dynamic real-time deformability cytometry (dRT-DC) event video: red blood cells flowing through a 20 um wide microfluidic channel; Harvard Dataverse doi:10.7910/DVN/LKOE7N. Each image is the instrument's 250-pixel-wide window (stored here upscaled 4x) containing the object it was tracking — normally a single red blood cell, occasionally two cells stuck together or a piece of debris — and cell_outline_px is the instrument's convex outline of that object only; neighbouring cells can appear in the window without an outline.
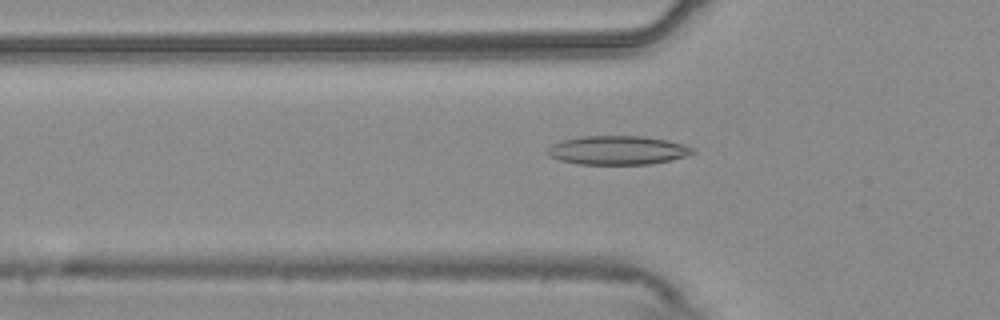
{"species": "common noctule bat (a hibernating species)", "species_latin": "Nyctalus noctula", "temperature_condition": "warm", "stored_images_in_passage": 54, "camera_frame_rate_fps": 3000, "um_per_image_px": 0.085, "animal": {"sex": "male", "body_mass_g": 20.4}, "frame": {"image": 1, "passage_image": 18, "time_ms": 5.667, "image_size_px": [1000, 320], "cell_outline_px": [[696, 152], [684, 156], [652, 164], [580, 164], [560, 160], [548, 156], [544, 152], [552, 144], [564, 140], [584, 136], [640, 136], [668, 140], [684, 144], [696, 148]], "centroid_in_image_um": [52.5, 12.77], "position_along_channel_um": 73.3, "area_um2": 24.39}}
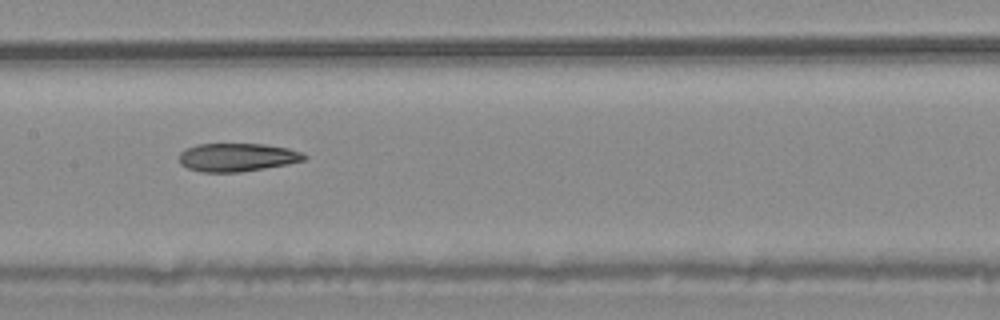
{"frame": {"image": 2, "passage_image": 27, "time_ms": 8.667, "image_size_px": [1000, 320], "cell_outline_px": [[308, 156], [304, 160], [288, 164], [240, 172], [200, 172], [188, 168], [180, 164], [180, 152], [196, 144], [264, 144], [288, 148], [300, 152]], "centroid_in_image_um": [20.15, 13.37], "position_along_channel_um": 187.2, "area_um2": 20.52}}
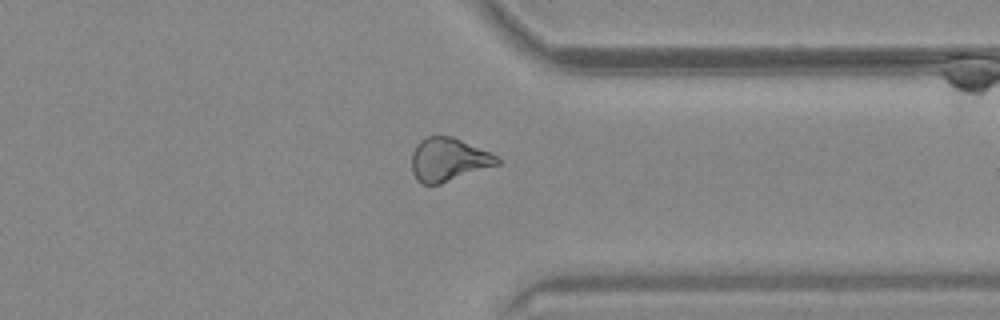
{"frame": {"image": 3, "passage_image": 42, "time_ms": 13.667, "image_size_px": [1000, 320], "cell_outline_px": [[500, 164], [440, 184], [420, 184], [416, 180], [412, 172], [412, 152], [416, 144], [424, 136], [452, 136], [488, 152], [496, 156], [500, 160]], "centroid_in_image_um": [38.07, 13.57], "position_along_channel_um": 373.3, "area_um2": 21.56}}